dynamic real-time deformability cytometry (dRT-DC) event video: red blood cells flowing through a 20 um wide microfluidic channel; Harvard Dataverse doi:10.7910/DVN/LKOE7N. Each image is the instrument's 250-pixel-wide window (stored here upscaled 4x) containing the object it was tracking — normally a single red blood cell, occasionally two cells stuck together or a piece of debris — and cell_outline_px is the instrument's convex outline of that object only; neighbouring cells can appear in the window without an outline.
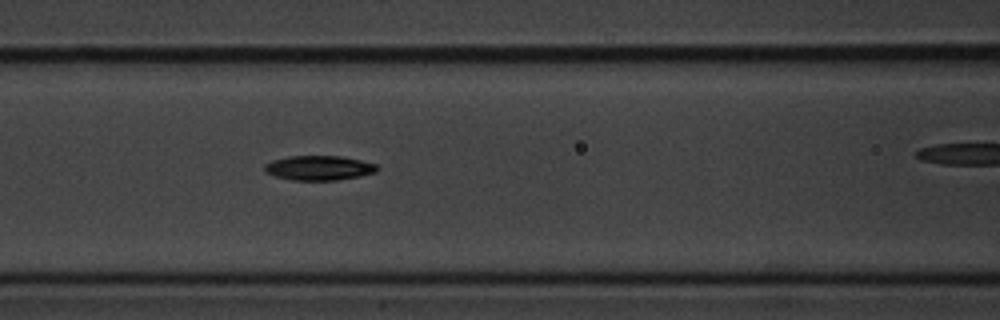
{"species": "common noctule bat (a hibernating species)", "species_latin": "Nyctalus noctula", "temperature_condition": "cold", "stored_images_in_passage": 8, "segment_of_instrument_passage": [1, 2], "camera_frame_rate_fps": 3000, "um_per_image_px": 0.085, "animal": {"sex": "male", "body_mass_g": 20.1, "forearm_length_mm": 53.5}, "frame": {"image": 1, "passage_image": 7, "time_ms": 2.0, "image_size_px": [1000, 320], "cell_outline_px": [[376, 172], [336, 180], [292, 180], [276, 176], [264, 172], [264, 164], [272, 160], [288, 156], [340, 156], [360, 160], [376, 164]], "centroid_in_image_um": [27.04, 14.26], "position_along_channel_um": 139.6, "area_um2": 15.95}}